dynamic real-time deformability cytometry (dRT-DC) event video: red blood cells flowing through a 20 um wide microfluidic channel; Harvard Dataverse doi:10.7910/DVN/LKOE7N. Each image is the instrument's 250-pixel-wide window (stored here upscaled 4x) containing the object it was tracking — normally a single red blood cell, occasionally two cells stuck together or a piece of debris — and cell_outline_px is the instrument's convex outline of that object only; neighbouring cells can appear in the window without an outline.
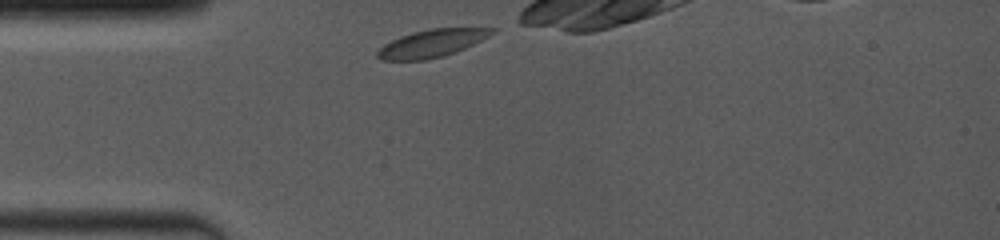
{"species": "common noctule bat (a hibernating species)", "species_latin": "Nyctalus noctula", "temperature_condition": "room temperature", "stored_images_in_passage": 24, "camera_frame_rate_fps": 4000, "um_per_image_px": 0.085, "animal": {"sex": "female", "body_mass_g": 19.0, "forearm_length_mm": 53.3}, "frame": {"image": 1, "passage_image": 1, "time_ms": 0.0, "image_size_px": [1000, 240], "cell_outline_px": [[500, 28], [496, 32], [456, 52], [444, 56], [424, 60], [380, 60], [376, 56], [376, 52], [384, 44], [400, 36], [412, 32], [432, 28]], "centroid_in_image_um": [36.69, 3.68], "position_along_channel_um": 48.3, "area_um2": 18.38}}
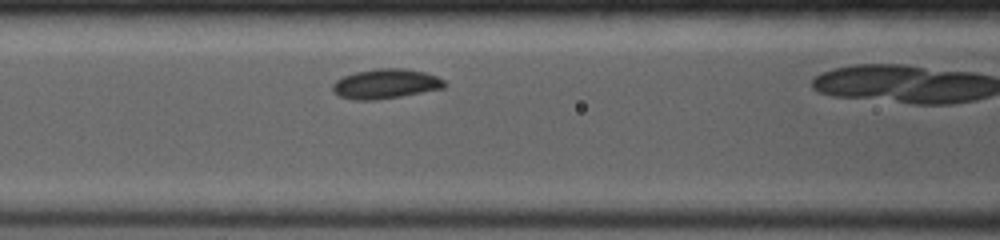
{"frame": {"image": 2, "passage_image": 13, "time_ms": 2.5, "image_size_px": [1000, 240], "cell_outline_px": [[448, 84], [444, 88], [400, 96], [376, 100], [352, 100], [340, 96], [332, 92], [332, 84], [336, 80], [344, 76], [356, 72], [376, 68], [404, 68], [424, 72], [436, 76], [444, 80]], "centroid_in_image_um": [32.77, 7.12], "position_along_channel_um": 133.8, "area_um2": 19.42}}
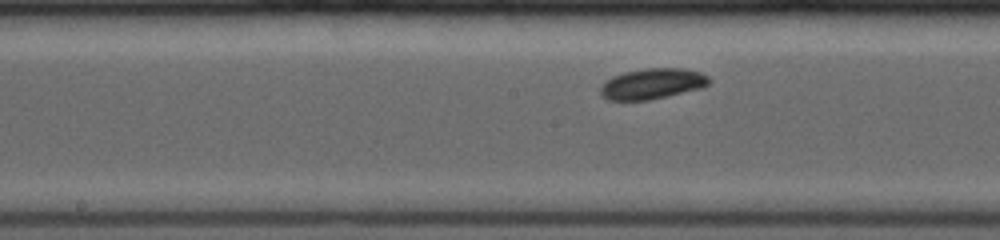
{"frame": {"image": 3, "passage_image": 19, "time_ms": 4.0, "image_size_px": [1000, 240], "cell_outline_px": [[708, 84], [700, 88], [648, 100], [608, 100], [600, 96], [600, 88], [608, 80], [616, 76], [628, 72], [648, 68], [684, 68], [700, 72], [708, 76]], "centroid_in_image_um": [55.44, 7.12], "position_along_channel_um": 192.8, "area_um2": 18.9}}